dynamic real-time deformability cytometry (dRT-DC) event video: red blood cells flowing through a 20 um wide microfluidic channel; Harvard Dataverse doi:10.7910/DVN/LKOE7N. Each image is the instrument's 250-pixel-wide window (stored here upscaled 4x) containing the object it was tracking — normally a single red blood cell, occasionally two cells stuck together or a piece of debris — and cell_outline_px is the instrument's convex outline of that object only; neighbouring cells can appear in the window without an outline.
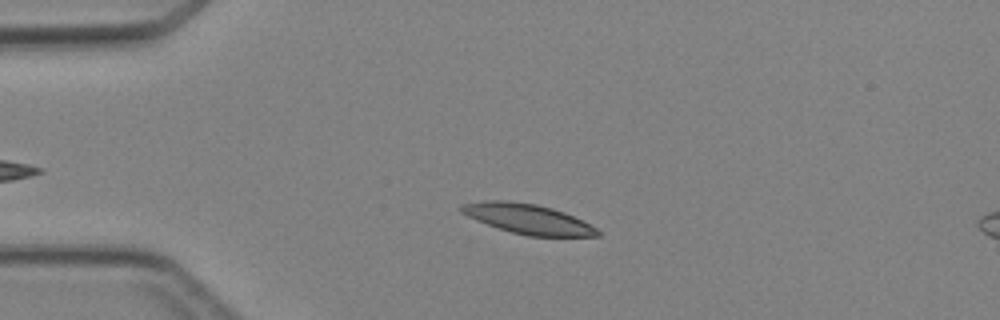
{"species": "Egyptian fruit bat (a non-hibernating species)", "species_latin": "Rousettus aegyptiacus", "temperature_condition": "cold", "stored_images_in_passage": 4, "camera_frame_rate_fps": 3000, "um_per_image_px": 0.085, "animal": {"sex": "female"}, "frame": {"image": 1, "passage_image": 2, "time_ms": 1.333, "image_size_px": [1000, 320], "cell_outline_px": [[600, 236], [528, 236], [512, 232], [476, 220], [460, 212], [456, 208], [460, 204], [484, 200], [512, 200], [536, 204], [552, 208], [564, 212], [596, 228], [600, 232]], "centroid_in_image_um": [44.8, 18.58], "position_along_channel_um": 40.2, "area_um2": 23.64}}